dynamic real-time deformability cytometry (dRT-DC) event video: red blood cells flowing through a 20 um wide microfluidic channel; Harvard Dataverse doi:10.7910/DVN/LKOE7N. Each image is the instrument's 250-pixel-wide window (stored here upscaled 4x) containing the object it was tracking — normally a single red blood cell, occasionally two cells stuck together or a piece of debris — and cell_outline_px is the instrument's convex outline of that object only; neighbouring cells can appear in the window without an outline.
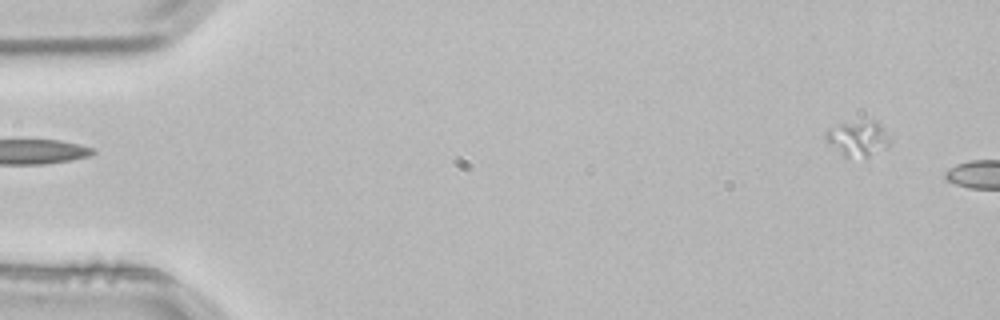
{"species": "common noctule bat (a hibernating species)", "species_latin": "Nyctalus noctula", "temperature_condition": "room temperature", "stored_images_in_passage": 3, "segment_of_instrument_passage": [2, 2], "camera_frame_rate_fps": 3000, "um_per_image_px": 0.085, "animal": {"sex": "male", "body_mass_g": 21.5, "forearm_length_mm": 52.0}, "frame": {"image": 1, "passage_image": 3, "time_ms": 0.667, "image_size_px": [1000, 320], "cell_outline_px": [[888, 148], [868, 156], [844, 156], [824, 140], [824, 132], [840, 124], [872, 120], [876, 120], [880, 124], [888, 140]], "centroid_in_image_um": [72.89, 11.77], "position_along_channel_um": 12.1, "area_um2": 12.77}}